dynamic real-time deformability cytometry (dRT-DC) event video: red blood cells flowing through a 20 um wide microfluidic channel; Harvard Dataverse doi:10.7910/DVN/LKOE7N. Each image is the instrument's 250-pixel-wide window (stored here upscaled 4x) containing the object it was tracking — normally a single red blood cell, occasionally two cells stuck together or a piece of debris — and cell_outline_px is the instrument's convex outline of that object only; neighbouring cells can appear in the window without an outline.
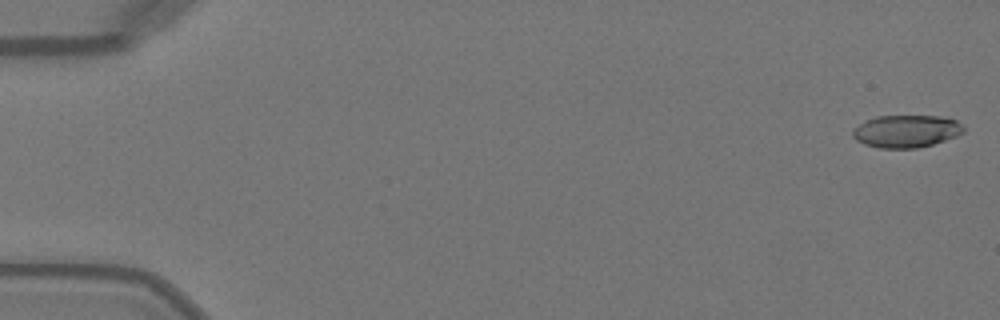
{"species": "Egyptian fruit bat (a non-hibernating species)", "species_latin": "Rousettus aegyptiacus", "temperature_condition": "warm", "stored_images_in_passage": 51, "camera_frame_rate_fps": 3000, "um_per_image_px": 0.085, "animal": {"sex": "female"}, "frame": {"image": 1, "passage_image": 1, "time_ms": 0.0, "image_size_px": [1000, 320], "cell_outline_px": [[964, 132], [956, 136], [932, 144], [916, 148], [880, 148], [864, 144], [856, 140], [852, 136], [852, 128], [864, 120], [876, 116], [940, 116], [956, 120], [964, 124]], "centroid_in_image_um": [77.0, 11.14], "position_along_channel_um": 8.0, "area_um2": 21.15}}
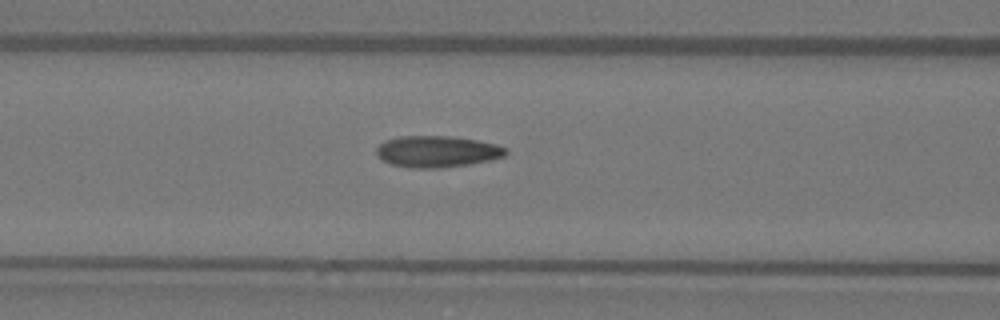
{"frame": {"image": 2, "passage_image": 21, "time_ms": 6.667, "image_size_px": [1000, 320], "cell_outline_px": [[508, 152], [504, 156], [492, 160], [468, 164], [436, 168], [408, 168], [392, 164], [376, 156], [376, 148], [384, 140], [400, 136], [448, 136], [476, 140], [496, 144], [508, 148]], "centroid_in_image_um": [37.15, 12.88], "position_along_channel_um": 129.5, "area_um2": 23.76}}
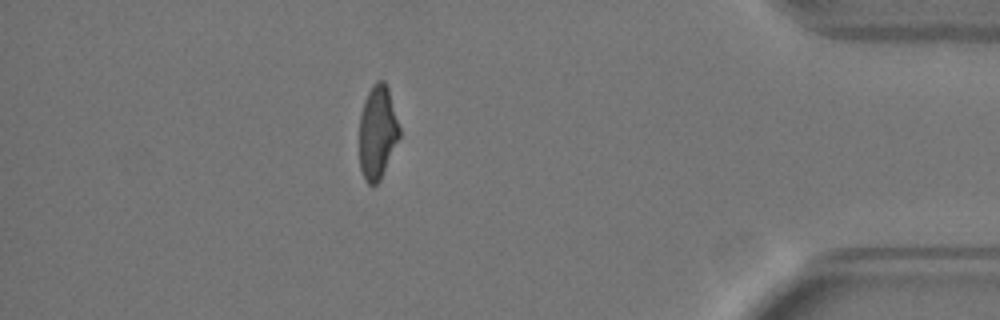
{"frame": {"image": 3, "passage_image": 44, "time_ms": 14.333, "image_size_px": [1000, 320], "cell_outline_px": [[400, 136], [380, 180], [372, 188], [364, 180], [360, 168], [360, 116], [364, 100], [372, 84], [376, 80], [384, 80], [388, 88], [400, 128]], "centroid_in_image_um": [32.08, 11.25], "position_along_channel_um": 403.1, "area_um2": 21.91}, "authors_computed_cell_mechanics": {"area_um2": 22.6576, "velocity_mm_per_s": 4.0927, "shape_relaxation_time_tau1_ms": 7.9288, "shape_relaxation_time_tau2_ms": 1.0272, "deformation_change_tau1": 0.2423, "deformation_change_tau2": 0.0721}}